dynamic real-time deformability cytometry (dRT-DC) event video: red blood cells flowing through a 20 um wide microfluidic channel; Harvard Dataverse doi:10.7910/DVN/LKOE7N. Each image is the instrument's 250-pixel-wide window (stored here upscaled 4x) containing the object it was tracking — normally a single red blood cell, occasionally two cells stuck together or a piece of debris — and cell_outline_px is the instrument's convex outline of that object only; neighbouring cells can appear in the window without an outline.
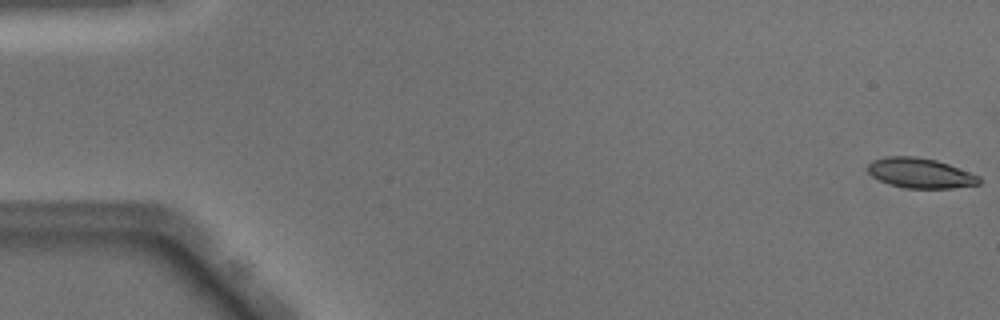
{"species": "Egyptian fruit bat (a non-hibernating species)", "species_latin": "Rousettus aegyptiacus", "temperature_condition": "warm", "stored_images_in_passage": 50, "camera_frame_rate_fps": 3000, "um_per_image_px": 0.085, "animal": {"sex": "male"}, "frame": {"image": 1, "passage_image": 1, "time_ms": 0.0, "image_size_px": [1000, 320], "cell_outline_px": [[980, 184], [952, 188], [908, 188], [888, 184], [872, 176], [868, 172], [868, 164], [872, 160], [888, 156], [916, 156], [936, 160], [948, 164], [980, 176]], "centroid_in_image_um": [78.21, 14.71], "position_along_channel_um": 6.8, "area_um2": 19.42}}
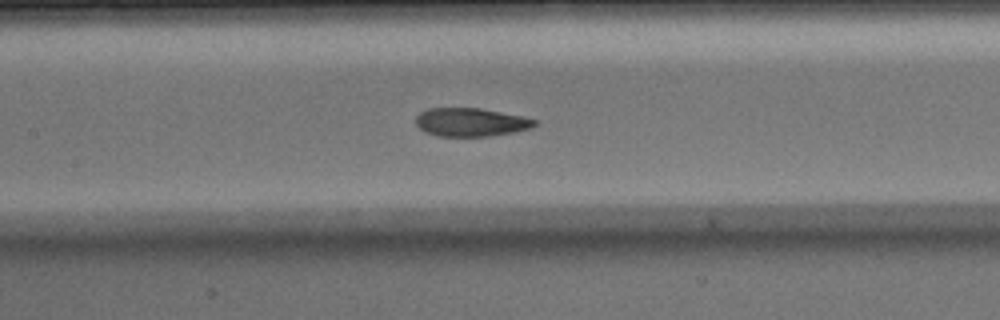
{"frame": {"image": 2, "passage_image": 24, "time_ms": 7.667, "image_size_px": [1000, 320], "cell_outline_px": [[536, 124], [532, 128], [512, 132], [488, 136], [440, 136], [424, 132], [416, 124], [416, 116], [420, 112], [428, 108], [480, 108], [524, 116], [536, 120]], "centroid_in_image_um": [40.01, 10.38], "position_along_channel_um": 167.4, "area_um2": 19.65}}
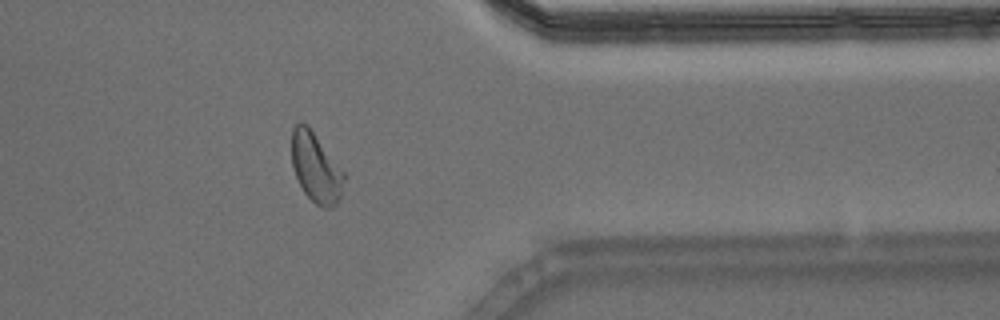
{"frame": {"image": 3, "passage_image": 41, "time_ms": 13.333, "image_size_px": [1000, 320], "cell_outline_px": [[344, 180], [340, 196], [336, 204], [332, 208], [324, 208], [316, 204], [304, 192], [296, 176], [292, 164], [292, 128], [300, 120], [308, 124], [344, 172]], "centroid_in_image_um": [26.83, 14.21], "position_along_channel_um": 384.6, "area_um2": 21.1}, "authors_computed_cell_mechanics": {"area_um2": 20.6057, "velocity_mm_per_s": 4.0476, "shape_relaxation_time_tau1_ms": 5.1519, "shape_relaxation_time_tau2_ms": 1.5736, "deformation_change_tau1": 0.1816, "deformation_change_tau2": 0.0808}}